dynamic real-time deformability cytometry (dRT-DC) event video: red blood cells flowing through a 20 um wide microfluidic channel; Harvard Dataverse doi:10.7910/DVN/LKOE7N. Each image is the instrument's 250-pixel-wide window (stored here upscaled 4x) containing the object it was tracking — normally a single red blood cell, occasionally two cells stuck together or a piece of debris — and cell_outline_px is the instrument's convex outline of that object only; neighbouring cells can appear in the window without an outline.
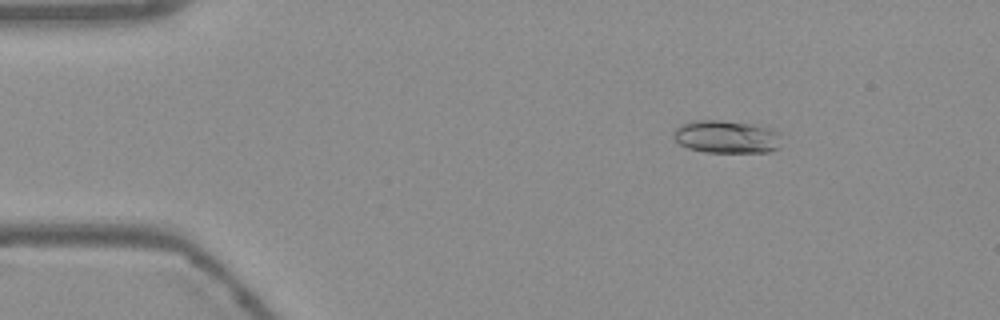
{"species": "Egyptian fruit bat (a non-hibernating species)", "species_latin": "Rousettus aegyptiacus", "temperature_condition": "warm", "stored_images_in_passage": 54, "camera_frame_rate_fps": 3000, "um_per_image_px": 0.085, "frame": {"image": 1, "passage_image": 8, "time_ms": 2.333, "image_size_px": [1000, 320], "cell_outline_px": [[780, 148], [768, 152], [704, 152], [688, 148], [680, 144], [672, 136], [676, 128], [680, 124], [692, 120], [720, 120], [756, 124], [772, 128], [780, 132]], "centroid_in_image_um": [61.78, 11.62], "position_along_channel_um": 23.2, "area_um2": 21.04}}
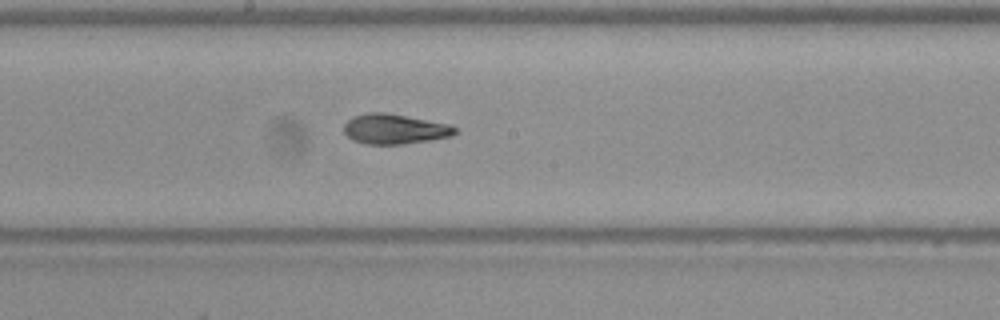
{"frame": {"image": 2, "passage_image": 29, "time_ms": 9.333, "image_size_px": [1000, 320], "cell_outline_px": [[456, 132], [452, 136], [432, 140], [404, 144], [364, 144], [352, 140], [344, 132], [344, 124], [348, 120], [356, 116], [368, 112], [384, 112], [448, 124], [456, 128]], "centroid_in_image_um": [33.53, 10.98], "position_along_channel_um": 214.7, "area_um2": 19.31}}
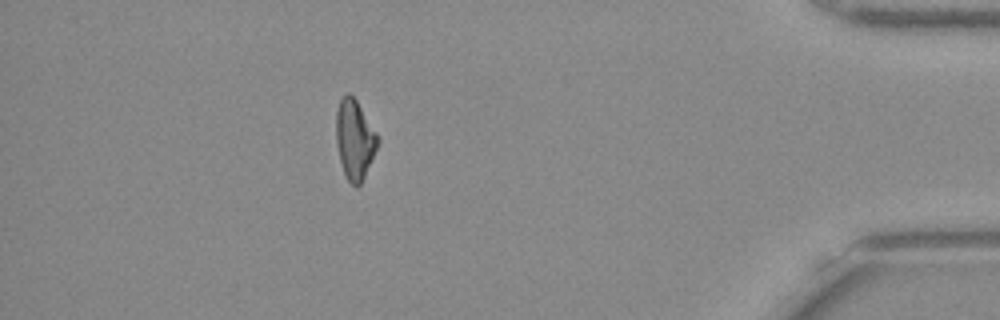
{"frame": {"image": 3, "passage_image": 48, "time_ms": 15.667, "image_size_px": [1000, 320], "cell_outline_px": [[380, 140], [364, 176], [360, 184], [356, 188], [348, 180], [344, 172], [340, 160], [336, 144], [336, 112], [340, 100], [348, 92], [356, 100], [376, 132]], "centroid_in_image_um": [30.13, 11.85], "position_along_channel_um": 405.1, "area_um2": 18.9}, "authors_computed_cell_mechanics": {"area_um2": 19.5942, "velocity_mm_per_s": 3.785, "shape_relaxation_time_tau1_ms": 5.3159, "shape_relaxation_time_tau2_ms": 2.3102, "deformation_change_tau1": 0.1957, "deformation_change_tau2": 0.0967}}